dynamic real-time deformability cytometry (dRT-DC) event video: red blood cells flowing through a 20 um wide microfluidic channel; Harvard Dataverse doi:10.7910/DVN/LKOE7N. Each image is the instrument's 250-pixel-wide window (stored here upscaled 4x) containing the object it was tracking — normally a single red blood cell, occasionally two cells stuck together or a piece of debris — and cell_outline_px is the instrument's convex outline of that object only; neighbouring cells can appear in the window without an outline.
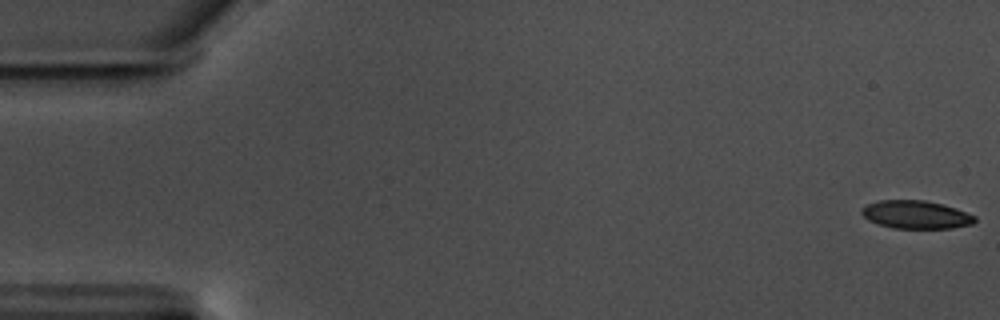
{"species": "common noctule bat (a hibernating species)", "species_latin": "Nyctalus noctula", "temperature_condition": "warm", "stored_images_in_passage": 19, "camera_frame_rate_fps": 3000, "um_per_image_px": 0.085, "animal": {"sex": "male", "body_mass_g": 17.5, "forearm_length_mm": 52.3}, "frame": {"image": 1, "passage_image": 1, "time_ms": 0.0, "image_size_px": [1000, 320], "cell_outline_px": [[976, 220], [972, 224], [952, 228], [892, 228], [868, 220], [860, 212], [868, 204], [880, 200], [924, 200], [956, 208], [976, 216]], "centroid_in_image_um": [77.87, 18.24], "position_along_channel_um": 7.1, "area_um2": 18.32}}
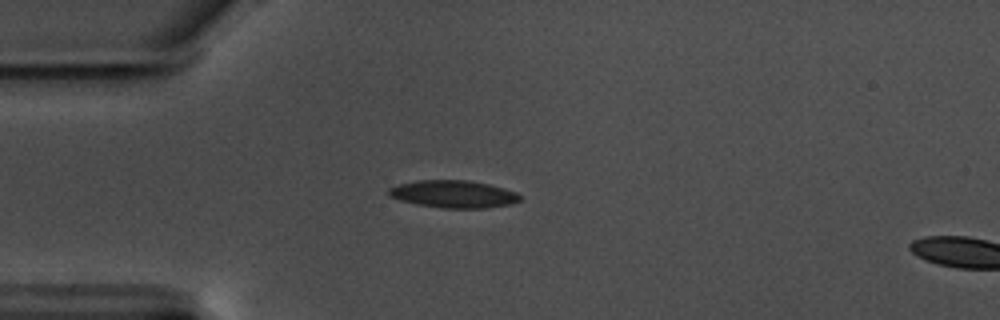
{"frame": {"image": 2, "passage_image": 16, "time_ms": 5.0, "image_size_px": [1000, 320], "cell_outline_px": [[520, 200], [512, 204], [484, 208], [444, 208], [416, 204], [400, 200], [388, 196], [388, 188], [400, 184], [416, 180], [468, 180], [488, 184], [504, 188], [516, 192], [520, 196]], "centroid_in_image_um": [38.53, 16.49], "position_along_channel_um": 46.5, "area_um2": 20.98}}